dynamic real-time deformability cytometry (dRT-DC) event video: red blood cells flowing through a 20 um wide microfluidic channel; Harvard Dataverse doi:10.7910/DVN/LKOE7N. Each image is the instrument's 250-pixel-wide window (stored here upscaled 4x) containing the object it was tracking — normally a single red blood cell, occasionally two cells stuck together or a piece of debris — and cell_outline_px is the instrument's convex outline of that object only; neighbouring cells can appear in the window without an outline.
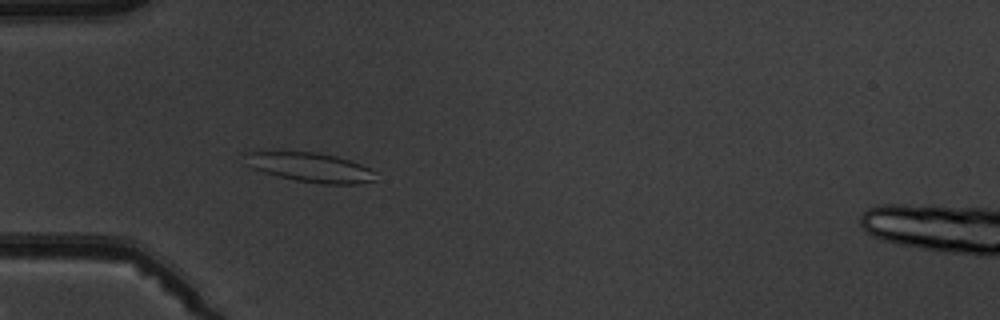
{"species": "common noctule bat (a hibernating species)", "species_latin": "Nyctalus noctula", "temperature_condition": "warm", "stored_images_in_passage": 5, "camera_frame_rate_fps": 3000, "um_per_image_px": 0.085, "animal": {"sex": "male", "body_mass_g": 19.5, "forearm_length_mm": 54.6}, "frame": {"image": 1, "passage_image": 5, "time_ms": 4.667, "image_size_px": [1000, 320], "cell_outline_px": [[376, 180], [356, 184], [320, 184], [296, 180], [264, 172], [252, 168], [248, 164], [240, 152], [316, 152], [336, 156], [360, 164], [376, 172]], "centroid_in_image_um": [26.38, 14.22], "position_along_channel_um": 58.6, "area_um2": 22.2}}